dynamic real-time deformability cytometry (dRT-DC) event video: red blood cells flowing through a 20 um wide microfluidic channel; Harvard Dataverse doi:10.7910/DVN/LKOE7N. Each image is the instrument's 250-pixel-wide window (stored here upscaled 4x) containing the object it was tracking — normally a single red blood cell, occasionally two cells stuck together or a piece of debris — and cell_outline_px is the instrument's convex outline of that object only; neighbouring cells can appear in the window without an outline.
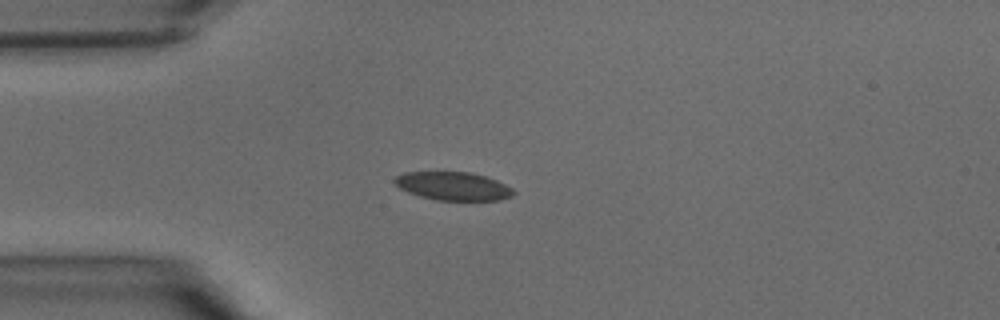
{"species": "common noctule bat (a hibernating species)", "species_latin": "Nyctalus noctula", "temperature_condition": "warm", "stored_images_in_passage": 31, "camera_frame_rate_fps": 3000, "um_per_image_px": 0.085, "animal": {"sex": "male", "body_mass_g": 15.6}, "frame": {"image": 1, "passage_image": 1, "time_ms": 0.0, "image_size_px": [1000, 320], "cell_outline_px": [[516, 192], [512, 196], [500, 200], [436, 200], [420, 196], [408, 192], [400, 188], [392, 180], [396, 176], [404, 172], [472, 172], [496, 180], [512, 188]], "centroid_in_image_um": [38.51, 15.82], "position_along_channel_um": 46.5, "area_um2": 19.59}}
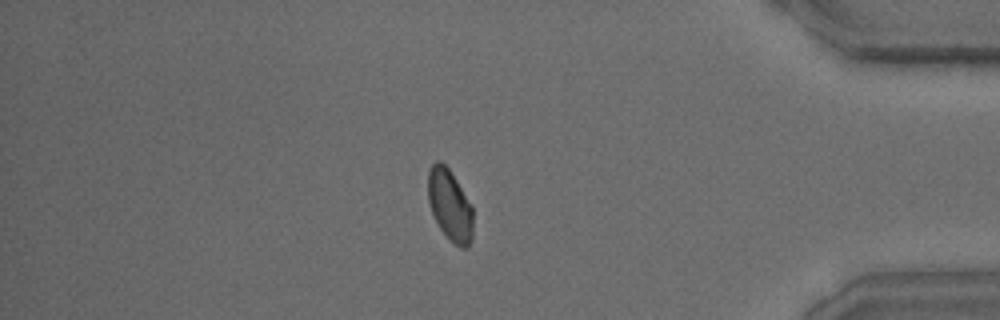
{"frame": {"image": 2, "passage_image": 25, "time_ms": 8.0, "image_size_px": [1000, 320], "cell_outline_px": [[472, 240], [468, 248], [460, 248], [440, 228], [432, 212], [428, 200], [428, 172], [432, 164], [436, 160], [440, 160], [448, 168], [472, 204]], "centroid_in_image_um": [38.25, 17.42], "position_along_channel_um": 397.0, "area_um2": 18.55}}
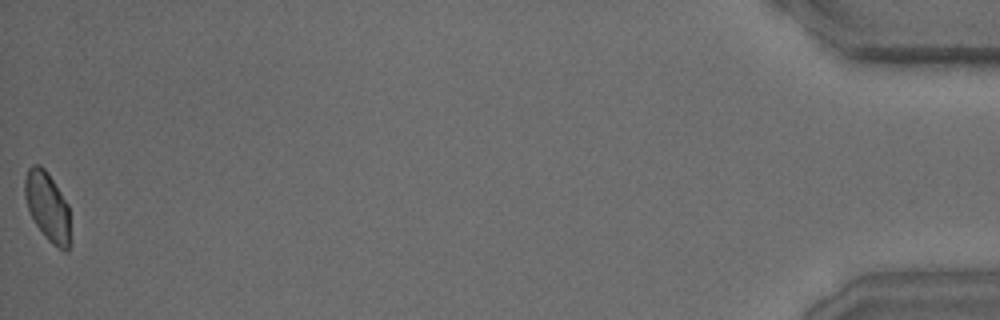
{"frame": {"image": 3, "passage_image": 31, "time_ms": 10.0, "image_size_px": [1000, 320], "cell_outline_px": [[72, 244], [64, 252], [52, 244], [44, 236], [36, 224], [28, 208], [24, 196], [24, 180], [28, 168], [32, 164], [40, 164], [48, 172], [68, 204], [72, 240]], "centroid_in_image_um": [4.07, 17.58], "position_along_channel_um": 431.1, "area_um2": 18.73}}